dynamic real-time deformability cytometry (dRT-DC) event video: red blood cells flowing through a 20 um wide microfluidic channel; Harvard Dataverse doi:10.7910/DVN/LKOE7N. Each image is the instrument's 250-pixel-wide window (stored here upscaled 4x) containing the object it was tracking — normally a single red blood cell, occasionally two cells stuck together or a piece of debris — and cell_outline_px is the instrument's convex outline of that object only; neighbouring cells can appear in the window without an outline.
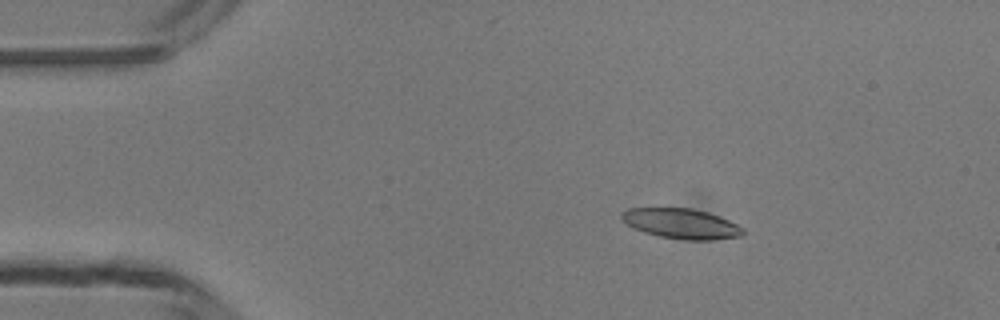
{"species": "common noctule bat (a hibernating species)", "species_latin": "Nyctalus noctula", "temperature_condition": "room temperature", "stored_images_in_passage": 4, "camera_frame_rate_fps": 3000, "um_per_image_px": 0.085, "animal": {"sex": "male", "body_mass_g": 13.3}, "frame": {"image": 1, "passage_image": 2, "time_ms": 2.333, "image_size_px": [1000, 320], "cell_outline_px": [[744, 232], [740, 236], [712, 240], [684, 240], [660, 236], [644, 232], [620, 220], [620, 212], [628, 208], [692, 208], [708, 212], [720, 216], [744, 228]], "centroid_in_image_um": [57.9, 19.0], "position_along_channel_um": 27.1, "area_um2": 21.33}}